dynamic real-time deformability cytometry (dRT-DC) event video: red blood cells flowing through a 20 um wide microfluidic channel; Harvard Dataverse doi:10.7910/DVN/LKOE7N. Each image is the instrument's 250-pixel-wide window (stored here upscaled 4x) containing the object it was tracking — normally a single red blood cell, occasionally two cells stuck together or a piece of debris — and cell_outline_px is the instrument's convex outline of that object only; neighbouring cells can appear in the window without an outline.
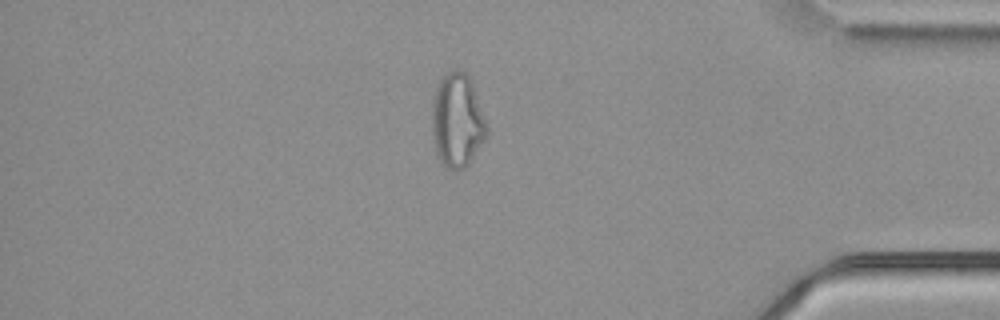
{"species": "common noctule bat (a hibernating species)", "species_latin": "Nyctalus noctula", "temperature_condition": "cold", "stored_images_in_passage": 55, "camera_frame_rate_fps": 3000, "um_per_image_px": 0.085, "animal": {"sex": "male", "body_mass_g": 21.5, "forearm_length_mm": 52.0}, "frame": {"image": 1, "passage_image": 47, "time_ms": 15.333, "image_size_px": [1000, 320], "cell_outline_px": [[488, 132], [484, 140], [468, 164], [464, 168], [444, 168], [436, 156], [432, 132], [432, 100], [436, 88], [444, 72], [456, 68], [460, 68], [468, 76], [472, 84], [488, 124]], "centroid_in_image_um": [38.85, 10.22], "position_along_channel_um": 396.4, "area_um2": 30.23}}